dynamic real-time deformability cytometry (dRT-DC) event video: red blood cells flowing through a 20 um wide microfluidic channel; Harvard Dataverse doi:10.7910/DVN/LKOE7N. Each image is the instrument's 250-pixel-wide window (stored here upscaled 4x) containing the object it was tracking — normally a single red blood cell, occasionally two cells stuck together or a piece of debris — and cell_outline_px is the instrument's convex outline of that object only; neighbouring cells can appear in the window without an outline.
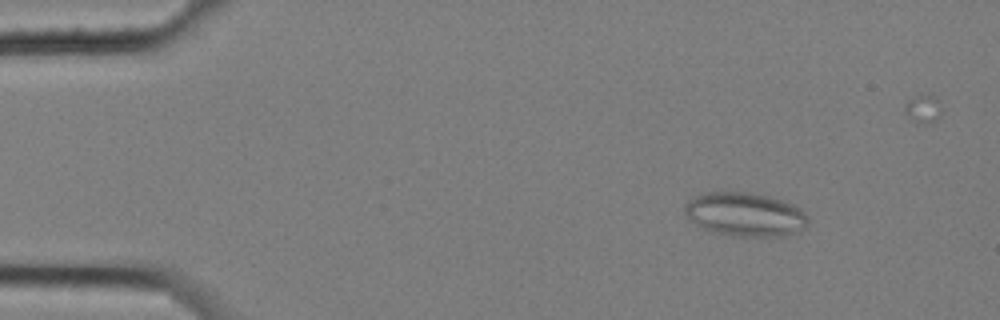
{"species": "common noctule bat (a hibernating species)", "species_latin": "Nyctalus noctula", "temperature_condition": "cold", "stored_images_in_passage": 7, "camera_frame_rate_fps": 3000, "um_per_image_px": 0.085, "animal": {"sex": "female", "body_mass_g": 25.1}, "frame": {"image": 1, "passage_image": 3, "time_ms": 0.667, "image_size_px": [1000, 320], "cell_outline_px": [[808, 224], [804, 228], [796, 232], [780, 236], [740, 236], [720, 232], [704, 228], [696, 224], [684, 216], [684, 208], [688, 200], [692, 196], [704, 192], [748, 192], [768, 196], [792, 204], [800, 208], [808, 216]], "centroid_in_image_um": [63.32, 18.2], "position_along_channel_um": 21.7, "area_um2": 31.27}}
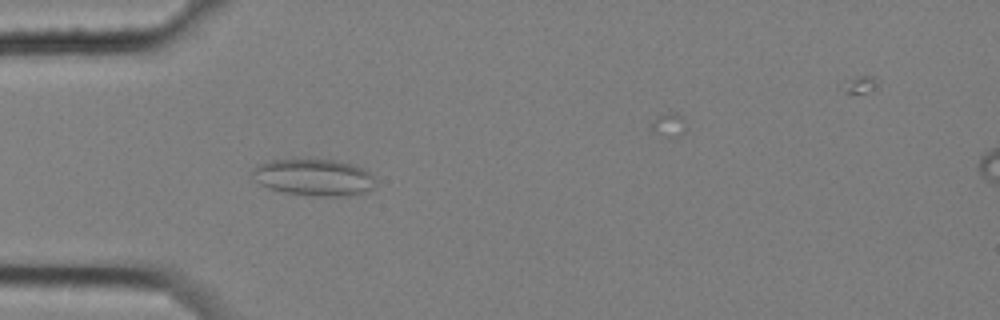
{"frame": {"image": 2, "passage_image": 6, "time_ms": 1.667, "image_size_px": [1000, 320], "cell_outline_px": [[376, 184], [368, 192], [348, 196], [312, 196], [284, 192], [268, 188], [260, 184], [252, 176], [252, 172], [260, 164], [272, 160], [332, 160], [352, 164], [364, 168], [376, 180]], "centroid_in_image_um": [26.73, 15.1], "position_along_channel_um": 58.3, "area_um2": 26.24}}